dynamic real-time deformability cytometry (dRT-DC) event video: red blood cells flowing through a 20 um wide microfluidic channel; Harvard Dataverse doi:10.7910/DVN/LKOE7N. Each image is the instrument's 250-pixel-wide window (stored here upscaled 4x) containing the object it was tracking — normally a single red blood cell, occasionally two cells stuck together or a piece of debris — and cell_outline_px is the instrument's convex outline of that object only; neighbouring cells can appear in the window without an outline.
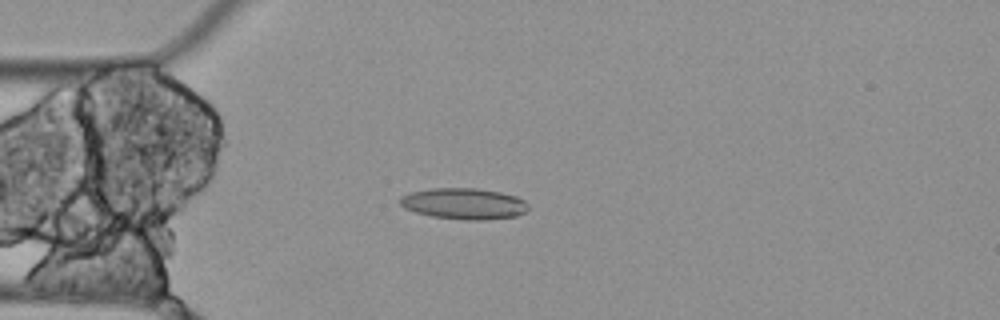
{"species": "Egyptian fruit bat (a non-hibernating species)", "species_latin": "Rousettus aegyptiacus", "temperature_condition": "cold", "stored_images_in_passage": 3, "camera_frame_rate_fps": 3000, "um_per_image_px": 0.085, "animal": {"sex": "female"}, "frame": {"image": 1, "passage_image": 3, "time_ms": 0.667, "image_size_px": [1000, 320], "cell_outline_px": [[528, 208], [524, 212], [516, 216], [480, 220], [468, 220], [432, 216], [416, 212], [404, 208], [400, 204], [400, 196], [408, 192], [432, 188], [476, 188], [500, 192], [516, 196], [524, 200], [528, 204]], "centroid_in_image_um": [39.41, 17.3], "position_along_channel_um": 45.6, "area_um2": 23.24}}